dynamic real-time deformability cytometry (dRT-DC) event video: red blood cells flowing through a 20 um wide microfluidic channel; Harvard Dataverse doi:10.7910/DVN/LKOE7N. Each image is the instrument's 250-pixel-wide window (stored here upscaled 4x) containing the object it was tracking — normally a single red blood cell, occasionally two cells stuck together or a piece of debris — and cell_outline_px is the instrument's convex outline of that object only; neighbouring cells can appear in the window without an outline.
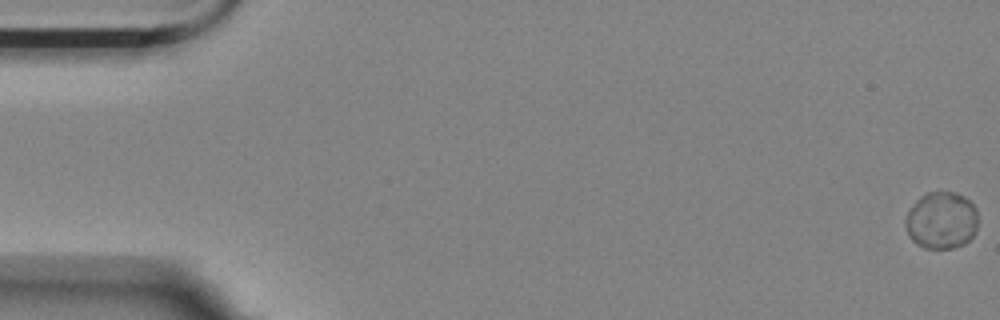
{"species": "Egyptian fruit bat (a non-hibernating species)", "species_latin": "Rousettus aegyptiacus", "temperature_condition": "room temperature", "stored_images_in_passage": 7, "camera_frame_rate_fps": 3000, "um_per_image_px": 0.085, "animal": {"sex": "female"}, "frame": {"image": 1, "passage_image": 1, "time_ms": 0.0, "image_size_px": [1000, 320], "cell_outline_px": [[976, 232], [964, 244], [952, 248], [924, 248], [916, 244], [908, 236], [904, 224], [904, 220], [908, 212], [916, 200], [920, 196], [928, 192], [952, 192], [964, 196], [976, 208]], "centroid_in_image_um": [79.99, 18.74], "position_along_channel_um": 5.0, "area_um2": 24.16}}
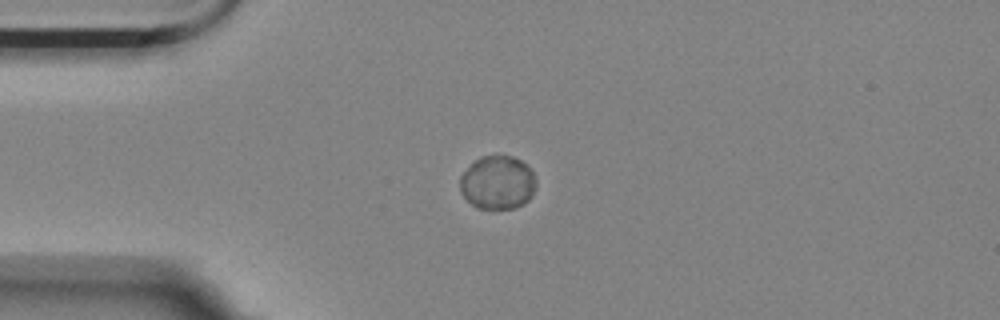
{"frame": {"image": 2, "passage_image": 5, "time_ms": 4.667, "image_size_px": [1000, 320], "cell_outline_px": [[536, 184], [532, 196], [524, 204], [512, 208], [476, 208], [460, 192], [460, 176], [480, 156], [512, 156], [528, 164], [536, 180]], "centroid_in_image_um": [42.31, 15.52], "position_along_channel_um": 42.7, "area_um2": 23.64}}